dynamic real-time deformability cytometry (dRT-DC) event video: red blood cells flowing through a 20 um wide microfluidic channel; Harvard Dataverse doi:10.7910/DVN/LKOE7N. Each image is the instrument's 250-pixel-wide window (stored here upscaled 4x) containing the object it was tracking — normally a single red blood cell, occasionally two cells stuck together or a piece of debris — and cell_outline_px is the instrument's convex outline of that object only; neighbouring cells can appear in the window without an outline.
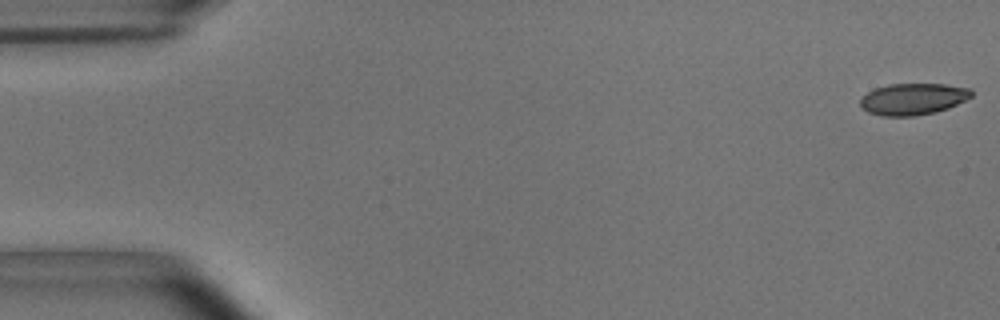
{"species": "common noctule bat (a hibernating species)", "species_latin": "Nyctalus noctula", "temperature_condition": "room temperature", "stored_images_in_passage": 54, "camera_frame_rate_fps": 3000, "um_per_image_px": 0.085, "animal": {"sex": "male", "body_mass_g": 15.6}, "frame": {"image": 1, "passage_image": 1, "time_ms": 0.0, "image_size_px": [1000, 320], "cell_outline_px": [[972, 96], [948, 108], [936, 112], [912, 116], [884, 116], [868, 112], [860, 108], [860, 100], [868, 92], [876, 88], [888, 84], [944, 84], [972, 88]], "centroid_in_image_um": [77.6, 8.41], "position_along_channel_um": 7.4, "area_um2": 20.4}}
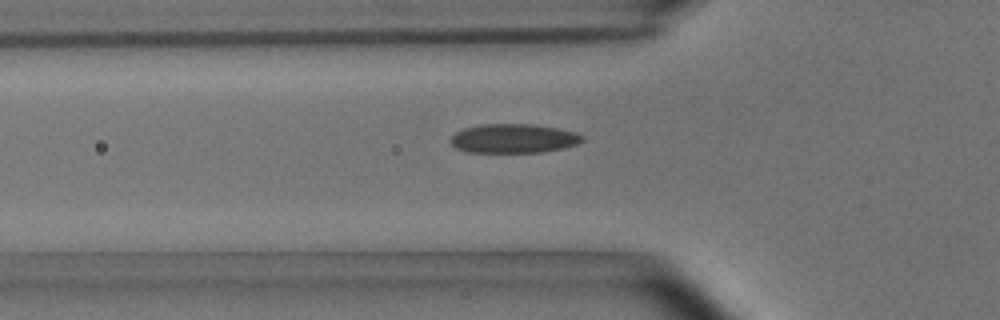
{"frame": {"image": 2, "passage_image": 18, "time_ms": 5.667, "image_size_px": [1000, 320], "cell_outline_px": [[584, 140], [576, 144], [560, 148], [540, 152], [468, 152], [456, 148], [448, 140], [456, 132], [464, 128], [480, 124], [532, 124], [556, 128], [576, 132], [584, 136]], "centroid_in_image_um": [43.62, 11.76], "position_along_channel_um": 82.2, "area_um2": 22.25}}
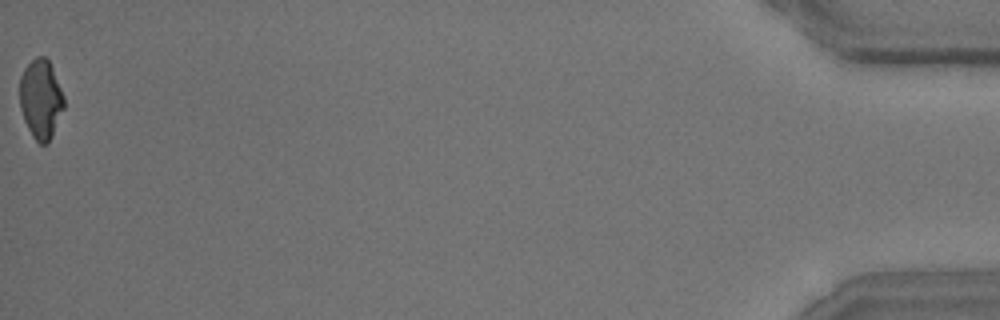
{"frame": {"image": 3, "passage_image": 54, "time_ms": 17.667, "image_size_px": [1000, 320], "cell_outline_px": [[64, 108], [52, 136], [48, 144], [40, 144], [32, 136], [24, 120], [20, 108], [20, 76], [24, 68], [36, 56], [44, 56], [48, 60], [52, 68], [64, 96]], "centroid_in_image_um": [3.46, 8.43], "position_along_channel_um": 431.7, "area_um2": 20.4}, "authors_computed_cell_mechanics": {"area_um2": 21.7039, "velocity_mm_per_s": 3.7055, "shape_relaxation_time_tau1_ms": 4.0765, "shape_relaxation_time_tau2_ms": 1.0573, "deformation_change_tau1": 0.1402, "deformation_change_tau2": 0.0595}}